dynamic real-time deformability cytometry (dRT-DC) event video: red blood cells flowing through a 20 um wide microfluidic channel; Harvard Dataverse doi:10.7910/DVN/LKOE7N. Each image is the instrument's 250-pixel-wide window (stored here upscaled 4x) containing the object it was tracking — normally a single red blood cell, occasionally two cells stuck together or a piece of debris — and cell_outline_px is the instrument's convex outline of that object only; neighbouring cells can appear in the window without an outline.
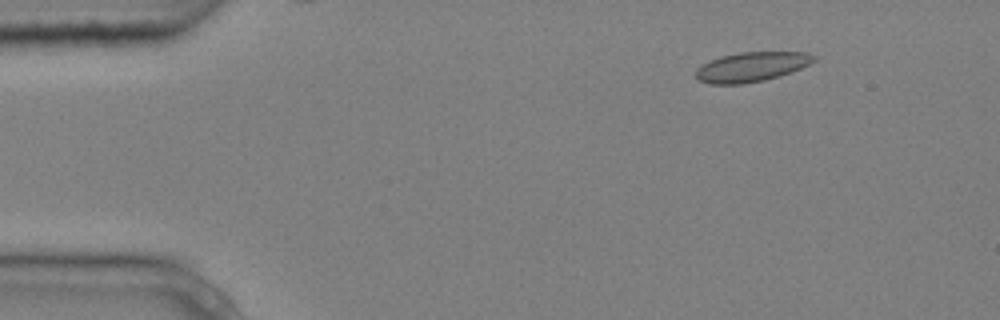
{"species": "common noctule bat (a hibernating species)", "species_latin": "Nyctalus noctula", "temperature_condition": "cold", "stored_images_in_passage": 6, "camera_frame_rate_fps": 3000, "um_per_image_px": 0.085, "animal": {"sex": "male", "body_mass_g": 20.4}, "frame": {"image": 1, "passage_image": 2, "time_ms": 0.333, "image_size_px": [1000, 320], "cell_outline_px": [[816, 60], [792, 72], [780, 76], [764, 80], [740, 84], [708, 84], [700, 80], [696, 76], [696, 68], [720, 56], [740, 52], [808, 52], [816, 56]], "centroid_in_image_um": [63.9, 5.68], "position_along_channel_um": 21.1, "area_um2": 20.29}}
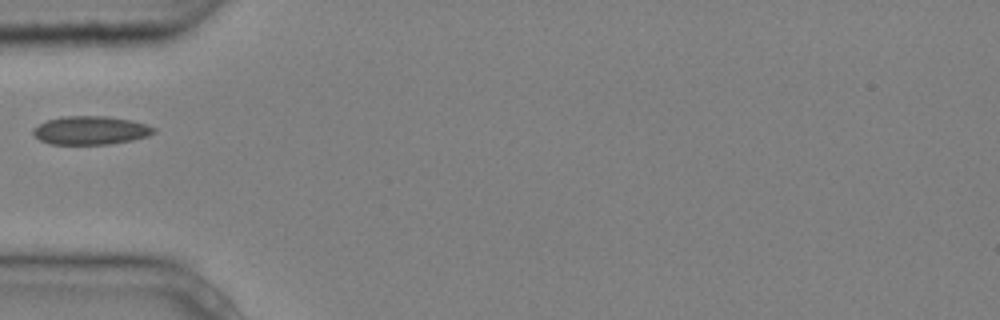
{"frame": {"image": 2, "passage_image": 5, "time_ms": 1.333, "image_size_px": [1000, 320], "cell_outline_px": [[156, 132], [148, 136], [132, 140], [108, 144], [48, 144], [40, 140], [32, 132], [32, 128], [48, 120], [64, 116], [108, 116], [132, 120], [156, 128]], "centroid_in_image_um": [7.71, 11.08], "position_along_channel_um": 77.3, "area_um2": 20.0}}
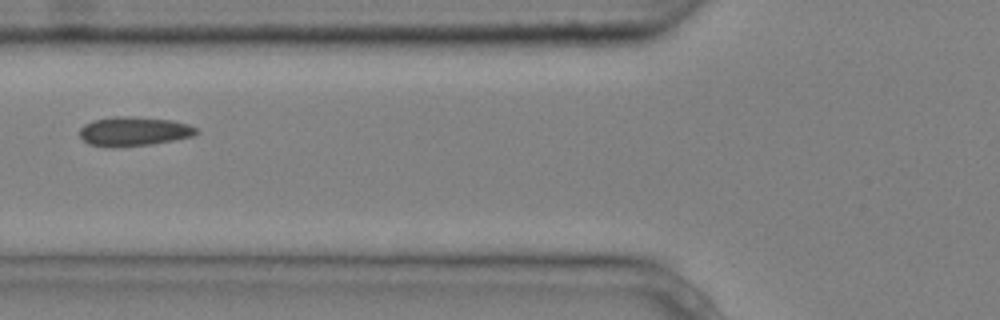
{"frame": {"image": 3, "passage_image": 6, "time_ms": 1.667, "image_size_px": [1000, 320], "cell_outline_px": [[200, 132], [192, 136], [176, 140], [152, 144], [116, 148], [112, 148], [88, 144], [80, 136], [80, 128], [84, 124], [92, 120], [112, 116], [132, 116], [172, 120], [188, 124], [196, 128]], "centroid_in_image_um": [11.36, 11.17], "position_along_channel_um": 114.4, "area_um2": 20.23}}